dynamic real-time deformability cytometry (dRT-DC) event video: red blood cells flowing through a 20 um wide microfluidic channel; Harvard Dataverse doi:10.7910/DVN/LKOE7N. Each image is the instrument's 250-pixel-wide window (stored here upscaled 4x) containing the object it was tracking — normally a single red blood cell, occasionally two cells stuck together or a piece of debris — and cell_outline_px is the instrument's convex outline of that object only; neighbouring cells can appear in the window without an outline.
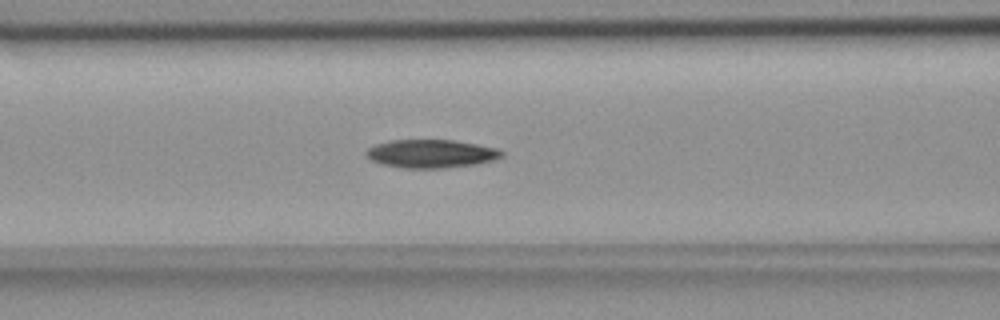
{"species": "common noctule bat (a hibernating species)", "species_latin": "Nyctalus noctula", "temperature_condition": "room temperature", "stored_images_in_passage": 45, "camera_frame_rate_fps": 3000, "um_per_image_px": 0.085, "animal": {"sex": "female", "body_mass_g": 18.4}, "frame": {"image": 1, "passage_image": 13, "time_ms": 4.0, "image_size_px": [1000, 320], "cell_outline_px": [[504, 156], [492, 160], [476, 164], [444, 168], [404, 168], [380, 164], [364, 156], [364, 152], [368, 148], [376, 144], [388, 140], [452, 140], [476, 144], [496, 148], [504, 152]], "centroid_in_image_um": [36.6, 13.06], "position_along_channel_um": 130.0, "area_um2": 22.43}}
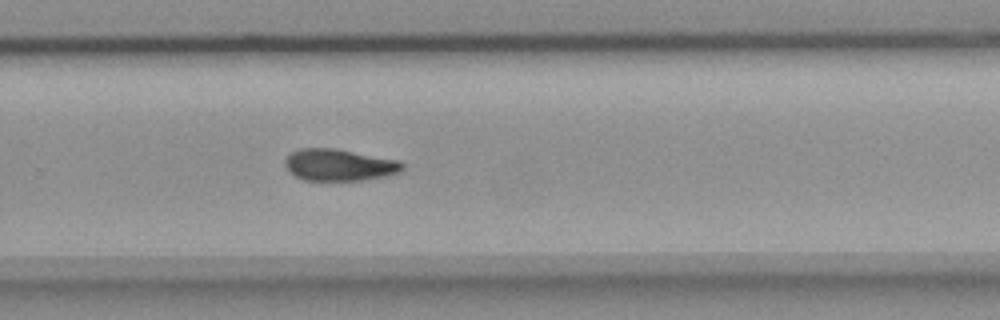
{"frame": {"image": 2, "passage_image": 27, "time_ms": 8.667, "image_size_px": [1000, 320], "cell_outline_px": [[404, 168], [400, 172], [388, 176], [364, 180], [304, 180], [288, 172], [284, 164], [284, 160], [292, 152], [300, 148], [336, 148], [400, 160], [404, 164]], "centroid_in_image_um": [28.85, 14.02], "position_along_channel_um": 300.9, "area_um2": 22.02}}
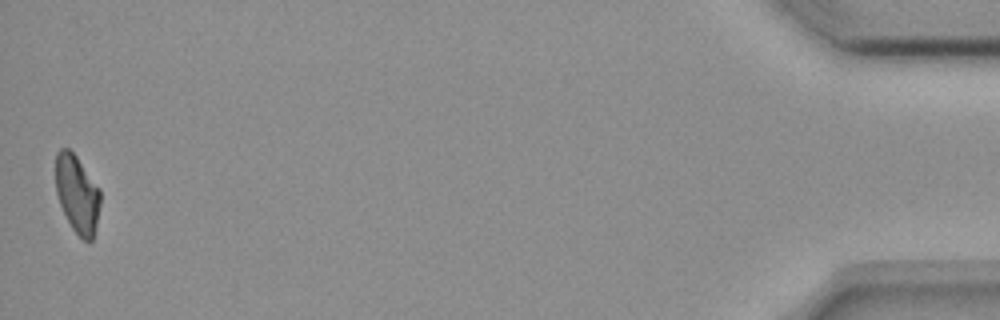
{"frame": {"image": 3, "passage_image": 45, "time_ms": 14.667, "image_size_px": [1000, 320], "cell_outline_px": [[100, 204], [96, 224], [92, 240], [84, 240], [72, 228], [60, 204], [56, 192], [56, 152], [60, 148], [68, 148], [76, 156], [100, 188]], "centroid_in_image_um": [6.56, 16.46], "position_along_channel_um": 428.6, "area_um2": 20.0}, "authors_computed_cell_mechanics": {"area_um2": 22.1952, "velocity_mm_per_s": 3.674, "shape_relaxation_time_tau1_ms": 6.2938, "shape_relaxation_time_tau2_ms": null, "deformation_change_tau1": 0.148, "deformation_change_tau2": null}}